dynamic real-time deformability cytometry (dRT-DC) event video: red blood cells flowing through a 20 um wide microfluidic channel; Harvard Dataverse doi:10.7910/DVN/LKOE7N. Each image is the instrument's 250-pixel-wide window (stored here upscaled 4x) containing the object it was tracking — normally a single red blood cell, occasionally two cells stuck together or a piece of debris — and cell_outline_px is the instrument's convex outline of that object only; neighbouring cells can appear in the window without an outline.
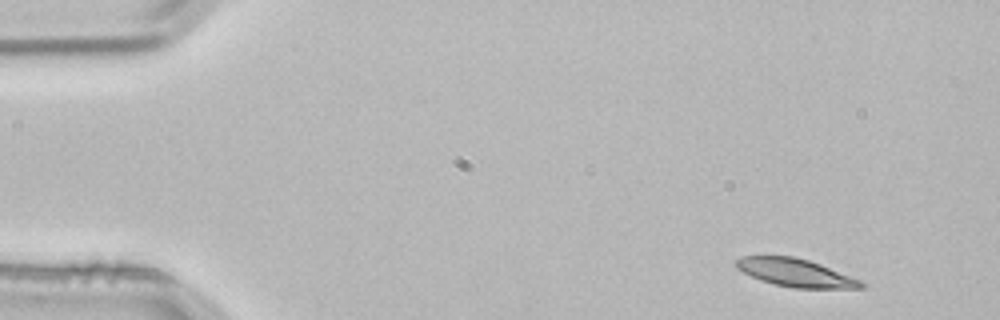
{"species": "common noctule bat (a hibernating species)", "species_latin": "Nyctalus noctula", "temperature_condition": "room temperature", "stored_images_in_passage": 3, "camera_frame_rate_fps": 3000, "um_per_image_px": 0.085, "animal": {"sex": "male", "body_mass_g": 21.5, "forearm_length_mm": 52.0}, "frame": {"image": 1, "passage_image": 1, "time_ms": 0.0, "image_size_px": [1000, 320], "cell_outline_px": [[868, 284], [864, 288], [792, 288], [760, 280], [736, 268], [732, 264], [740, 256], [792, 256], [808, 260], [820, 264], [860, 280]], "centroid_in_image_um": [67.61, 23.18], "position_along_channel_um": 17.4, "area_um2": 20.29}}
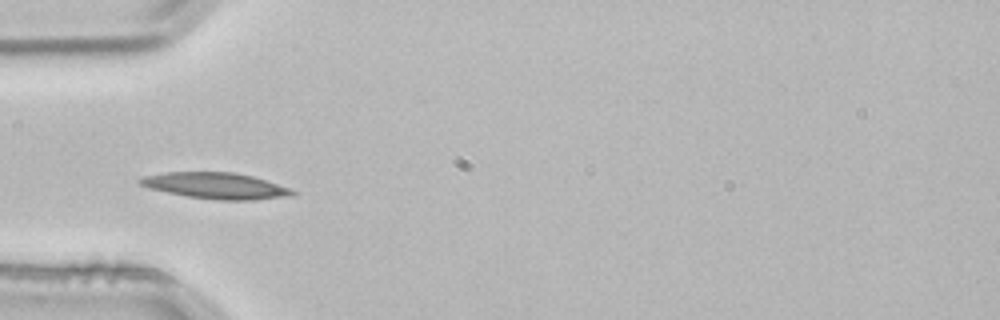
{"frame": {"image": 2, "passage_image": 3, "time_ms": 0.667, "image_size_px": [1000, 320], "cell_outline_px": [[300, 192], [296, 196], [252, 200], [216, 200], [188, 196], [148, 188], [140, 184], [136, 180], [144, 176], [164, 172], [236, 172], [252, 176], [292, 188]], "centroid_in_image_um": [18.42, 15.79], "position_along_channel_um": 66.6, "area_um2": 23.52}}